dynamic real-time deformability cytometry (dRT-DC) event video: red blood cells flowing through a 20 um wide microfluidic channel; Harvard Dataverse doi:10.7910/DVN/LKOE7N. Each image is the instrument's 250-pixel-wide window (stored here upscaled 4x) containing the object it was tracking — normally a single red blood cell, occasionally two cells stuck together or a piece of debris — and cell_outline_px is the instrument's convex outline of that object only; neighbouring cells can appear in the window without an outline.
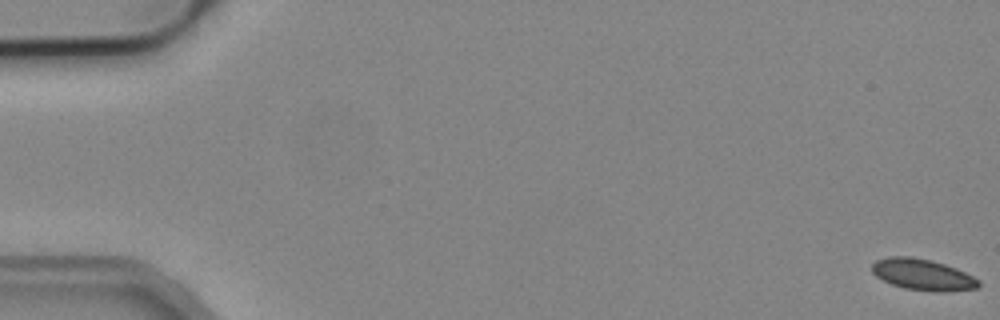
{"species": "common noctule bat (a hibernating species)", "species_latin": "Nyctalus noctula", "temperature_condition": "cold", "stored_images_in_passage": 7, "camera_frame_rate_fps": 3000, "um_per_image_px": 0.085, "animal": {"sex": "male", "body_mass_g": 19.2, "forearm_length_mm": 51.8}, "frame": {"image": 1, "passage_image": 1, "time_ms": 0.0, "image_size_px": [1000, 320], "cell_outline_px": [[980, 284], [976, 288], [948, 292], [932, 292], [904, 288], [892, 284], [876, 276], [872, 272], [872, 264], [876, 260], [892, 256], [912, 256], [932, 260], [956, 268], [980, 280]], "centroid_in_image_um": [78.44, 23.34], "position_along_channel_um": 6.6, "area_um2": 19.48}}
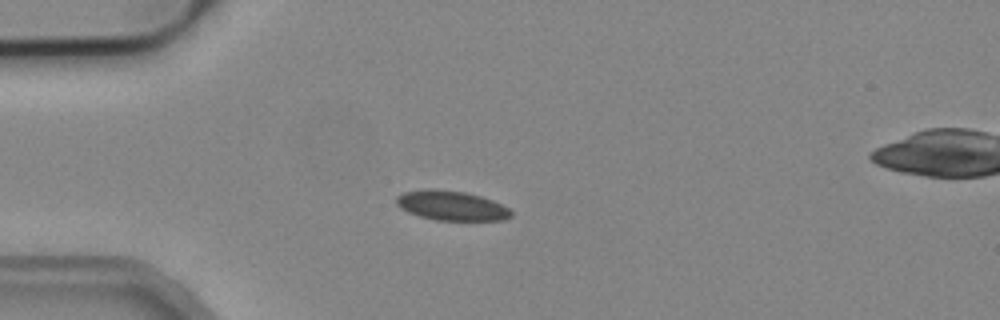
{"frame": {"image": 2, "passage_image": 5, "time_ms": 1.333, "image_size_px": [1000, 320], "cell_outline_px": [[512, 216], [504, 220], [436, 220], [420, 216], [408, 212], [400, 208], [396, 204], [396, 196], [404, 192], [428, 188], [432, 188], [464, 192], [480, 196], [492, 200], [508, 208], [512, 212]], "centroid_in_image_um": [38.35, 17.47], "position_along_channel_um": 46.7, "area_um2": 19.77}}
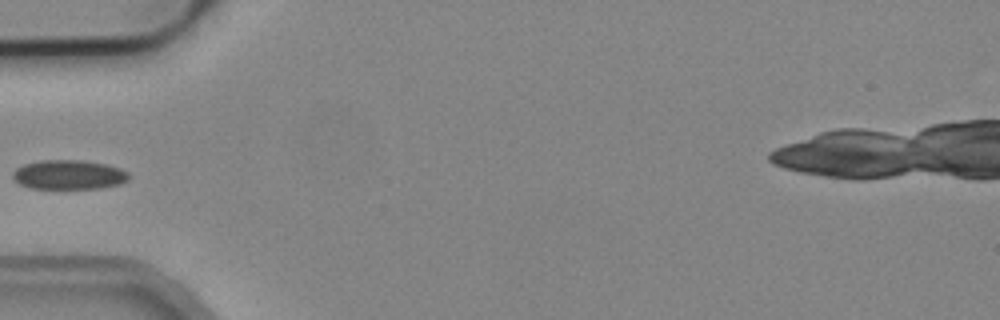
{"frame": {"image": 3, "passage_image": 6, "time_ms": 1.667, "image_size_px": [1000, 320], "cell_outline_px": [[128, 180], [120, 184], [100, 188], [32, 188], [20, 184], [12, 176], [12, 172], [16, 168], [24, 164], [40, 160], [80, 160], [104, 164], [120, 168], [128, 172]], "centroid_in_image_um": [5.84, 14.84], "position_along_channel_um": 79.2, "area_um2": 19.71}}